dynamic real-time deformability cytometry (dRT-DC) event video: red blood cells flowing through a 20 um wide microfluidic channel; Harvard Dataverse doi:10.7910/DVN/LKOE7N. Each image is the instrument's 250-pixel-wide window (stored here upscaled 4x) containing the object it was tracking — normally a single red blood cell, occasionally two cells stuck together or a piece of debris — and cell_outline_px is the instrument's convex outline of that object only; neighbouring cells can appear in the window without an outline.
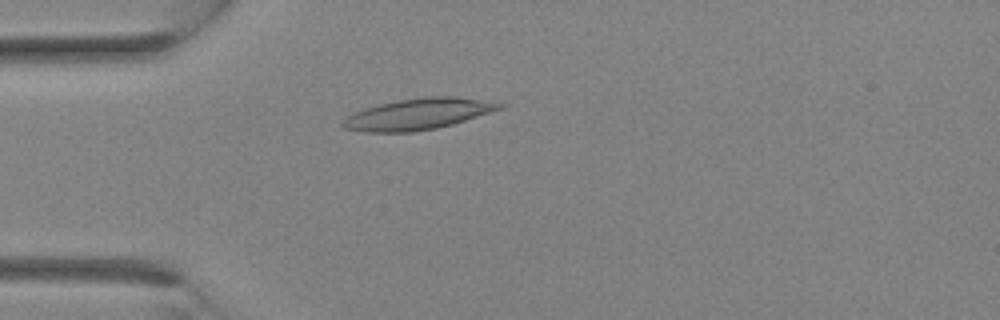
{"species": "Egyptian fruit bat (a non-hibernating species)", "species_latin": "Rousettus aegyptiacus", "temperature_condition": "room temperature", "stored_images_in_passage": 9, "camera_frame_rate_fps": 3000, "um_per_image_px": 0.085, "animal": {"sex": "female"}, "frame": {"image": 1, "passage_image": 1, "time_ms": 0.0, "image_size_px": [1000, 320], "cell_outline_px": [[508, 104], [504, 108], [452, 124], [436, 128], [412, 132], [364, 132], [344, 128], [340, 124], [348, 116], [364, 108], [380, 104], [400, 100], [428, 96], [456, 96]], "centroid_in_image_um": [35.57, 9.69], "position_along_channel_um": 49.4, "area_um2": 28.26}}
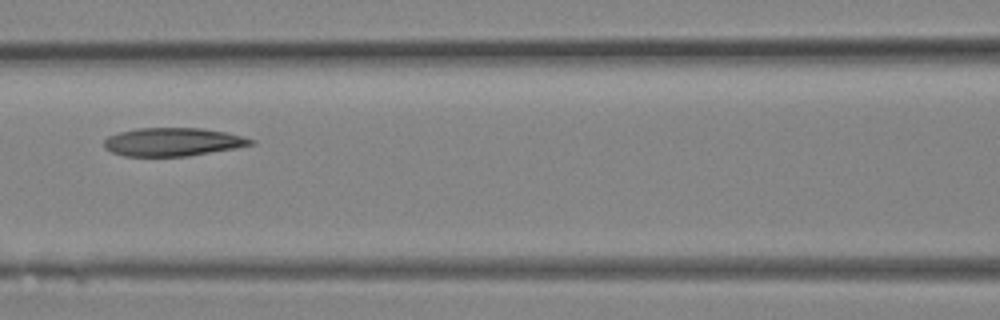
{"frame": {"image": 2, "passage_image": 6, "time_ms": 1.667, "image_size_px": [1000, 320], "cell_outline_px": [[256, 144], [236, 148], [188, 156], [124, 156], [112, 152], [104, 148], [104, 140], [108, 136], [120, 132], [136, 128], [200, 128], [224, 132], [244, 136], [256, 140]], "centroid_in_image_um": [14.71, 12.06], "position_along_channel_um": 151.9, "area_um2": 24.28}}
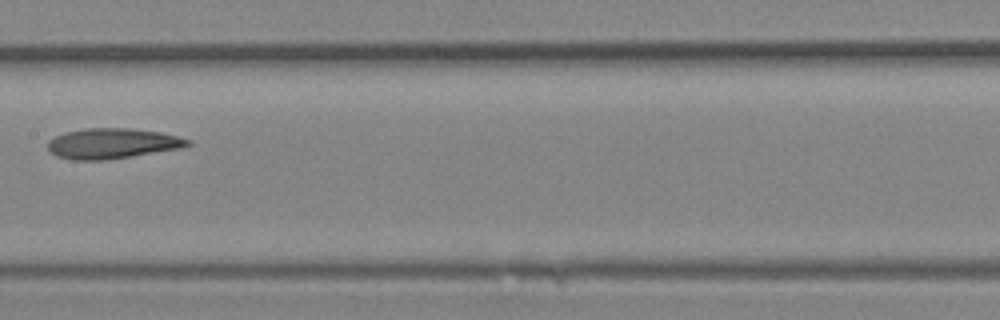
{"frame": {"image": 3, "passage_image": 8, "time_ms": 2.333, "image_size_px": [1000, 320], "cell_outline_px": [[192, 144], [180, 148], [132, 156], [104, 160], [72, 160], [56, 156], [48, 148], [48, 140], [64, 132], [84, 128], [128, 128], [160, 132], [192, 140]], "centroid_in_image_um": [9.53, 12.19], "position_along_channel_um": 197.9, "area_um2": 24.68}}